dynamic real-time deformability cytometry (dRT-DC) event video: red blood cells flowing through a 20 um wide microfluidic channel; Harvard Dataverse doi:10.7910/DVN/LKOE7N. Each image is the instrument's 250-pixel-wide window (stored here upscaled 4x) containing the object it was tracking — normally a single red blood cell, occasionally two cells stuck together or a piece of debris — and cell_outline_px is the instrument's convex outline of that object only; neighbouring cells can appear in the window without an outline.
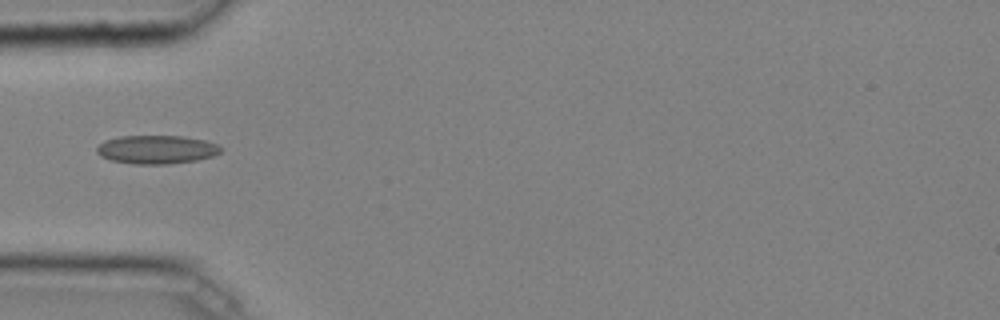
{"species": "common noctule bat (a hibernating species)", "species_latin": "Nyctalus noctula", "temperature_condition": "cold", "stored_images_in_passage": 31, "camera_frame_rate_fps": 3000, "um_per_image_px": 0.085, "animal": {"sex": "male", "body_mass_g": 20.4}, "frame": {"image": 1, "passage_image": 1, "time_ms": 0.0, "image_size_px": [1000, 320], "cell_outline_px": [[224, 148], [220, 152], [212, 156], [196, 160], [164, 164], [136, 164], [112, 160], [100, 156], [96, 152], [96, 148], [104, 140], [120, 136], [184, 136], [204, 140], [216, 144]], "centroid_in_image_um": [13.3, 12.7], "position_along_channel_um": 71.7, "area_um2": 20.52}}
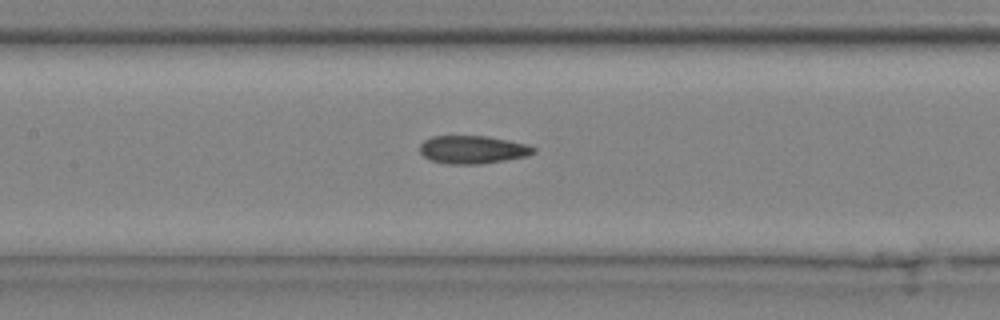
{"frame": {"image": 2, "passage_image": 8, "time_ms": 2.333, "image_size_px": [1000, 320], "cell_outline_px": [[536, 152], [528, 156], [480, 164], [452, 164], [432, 160], [424, 156], [420, 152], [420, 144], [424, 140], [432, 136], [488, 136], [528, 144], [536, 148]], "centroid_in_image_um": [40.21, 12.71], "position_along_channel_um": 167.2, "area_um2": 18.55}}
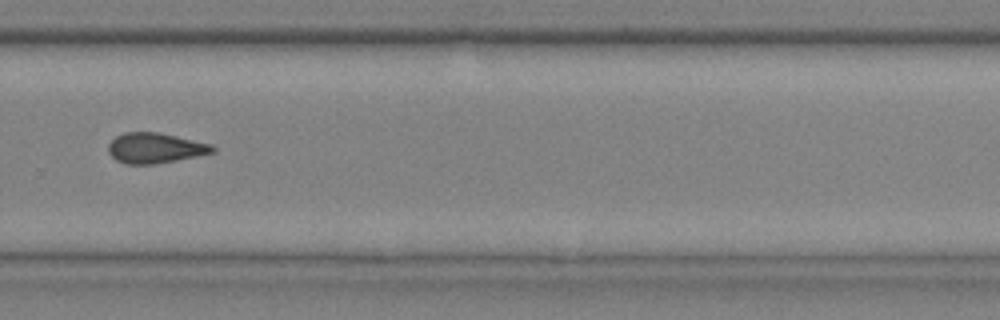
{"frame": {"image": 3, "passage_image": 19, "time_ms": 6.0, "image_size_px": [1000, 320], "cell_outline_px": [[216, 152], [156, 164], [124, 164], [116, 160], [108, 152], [108, 144], [116, 136], [124, 132], [156, 132], [176, 136], [212, 144], [216, 148]], "centroid_in_image_um": [13.18, 12.58], "position_along_channel_um": 316.6, "area_um2": 18.44}}